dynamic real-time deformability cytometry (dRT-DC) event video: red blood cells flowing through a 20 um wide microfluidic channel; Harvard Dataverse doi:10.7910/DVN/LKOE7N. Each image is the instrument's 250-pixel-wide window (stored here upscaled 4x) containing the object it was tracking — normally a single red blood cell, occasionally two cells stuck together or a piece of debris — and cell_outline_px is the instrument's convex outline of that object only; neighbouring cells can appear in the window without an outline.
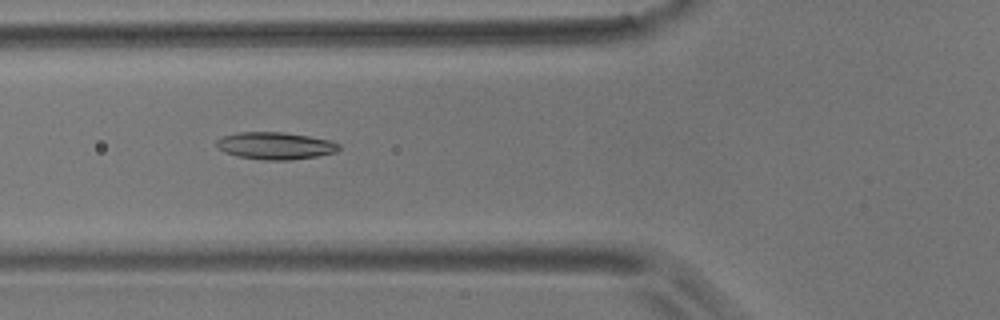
{"species": "common noctule bat (a hibernating species)", "species_latin": "Nyctalus noctula", "temperature_condition": "room temperature", "stored_images_in_passage": 56, "camera_frame_rate_fps": 3000, "um_per_image_px": 0.085, "animal": {"sex": "male", "body_mass_g": 17.9}, "frame": {"image": 1, "passage_image": 20, "time_ms": 6.333, "image_size_px": [1000, 320], "cell_outline_px": [[340, 148], [336, 152], [316, 156], [288, 160], [264, 160], [236, 156], [224, 152], [216, 144], [216, 140], [224, 136], [240, 132], [284, 132], [332, 140], [340, 144]], "centroid_in_image_um": [23.42, 12.38], "position_along_channel_um": 102.4, "area_um2": 19.36}}
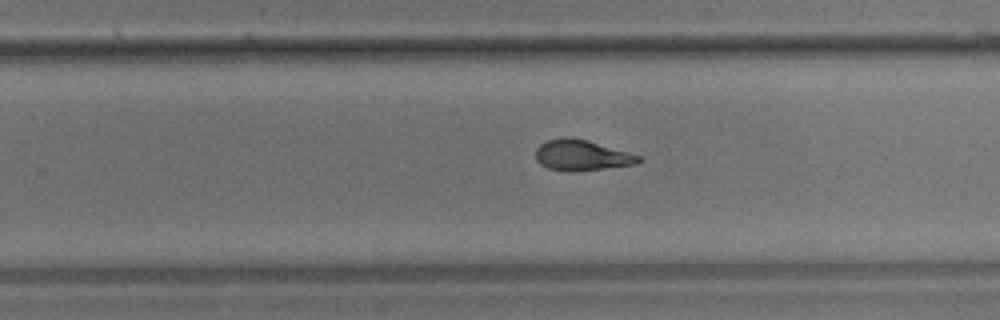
{"frame": {"image": 2, "passage_image": 35, "time_ms": 11.333, "image_size_px": [1000, 320], "cell_outline_px": [[640, 160], [636, 164], [604, 168], [548, 168], [540, 164], [536, 160], [536, 148], [544, 140], [564, 136], [568, 136], [588, 140], [628, 152], [640, 156]], "centroid_in_image_um": [49.41, 13.12], "position_along_channel_um": 280.4, "area_um2": 17.63}}
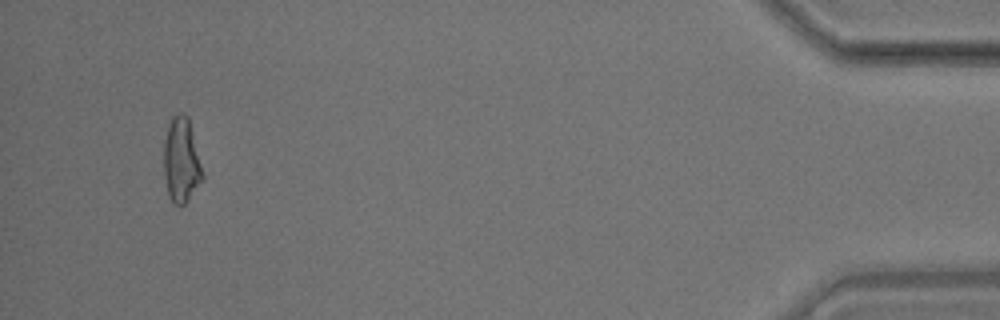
{"frame": {"image": 3, "passage_image": 53, "time_ms": 17.333, "image_size_px": [1000, 320], "cell_outline_px": [[204, 180], [188, 200], [180, 208], [172, 204], [168, 196], [164, 176], [164, 140], [168, 124], [172, 116], [180, 112], [184, 112], [188, 116], [204, 176]], "centroid_in_image_um": [15.41, 13.67], "position_along_channel_um": 419.8, "area_um2": 19.54}, "authors_computed_cell_mechanics": {"area_um2": 18.9006, "velocity_mm_per_s": 3.5513, "shape_relaxation_time_tau1_ms": 4.9357, "shape_relaxation_time_tau2_ms": 2.779, "deformation_change_tau1": 0.16, "deformation_change_tau2": 0.1038}}